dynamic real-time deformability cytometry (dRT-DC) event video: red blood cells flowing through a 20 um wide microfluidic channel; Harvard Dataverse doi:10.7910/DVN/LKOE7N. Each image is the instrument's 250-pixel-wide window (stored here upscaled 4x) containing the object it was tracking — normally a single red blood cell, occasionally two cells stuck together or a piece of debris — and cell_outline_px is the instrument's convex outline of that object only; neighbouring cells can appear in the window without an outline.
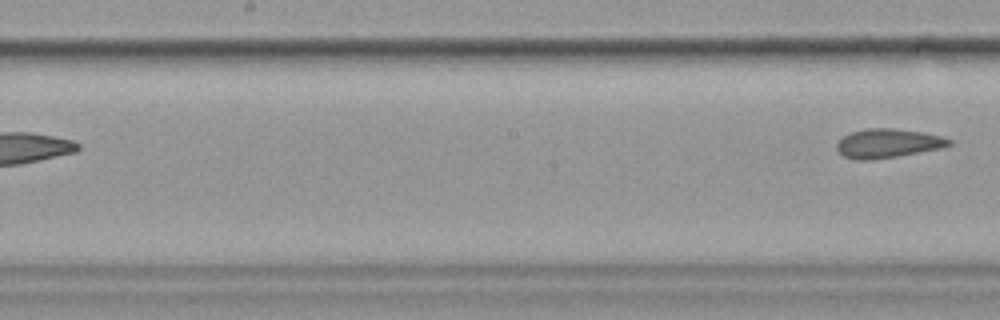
{"species": "common noctule bat (a hibernating species)", "species_latin": "Nyctalus noctula", "temperature_condition": "cold", "stored_images_in_passage": 10, "camera_frame_rate_fps": 3000, "um_per_image_px": 0.085, "animal": {"sex": "female", "body_mass_g": 19.9}, "frame": {"image": 1, "passage_image": 10, "time_ms": 11.0, "image_size_px": [1000, 320], "cell_outline_px": [[952, 144], [940, 148], [896, 156], [868, 160], [860, 160], [844, 156], [836, 148], [836, 144], [844, 136], [852, 132], [864, 128], [892, 128], [924, 132], [940, 136], [952, 140]], "centroid_in_image_um": [75.46, 12.17], "position_along_channel_um": 172.7, "area_um2": 18.73}}